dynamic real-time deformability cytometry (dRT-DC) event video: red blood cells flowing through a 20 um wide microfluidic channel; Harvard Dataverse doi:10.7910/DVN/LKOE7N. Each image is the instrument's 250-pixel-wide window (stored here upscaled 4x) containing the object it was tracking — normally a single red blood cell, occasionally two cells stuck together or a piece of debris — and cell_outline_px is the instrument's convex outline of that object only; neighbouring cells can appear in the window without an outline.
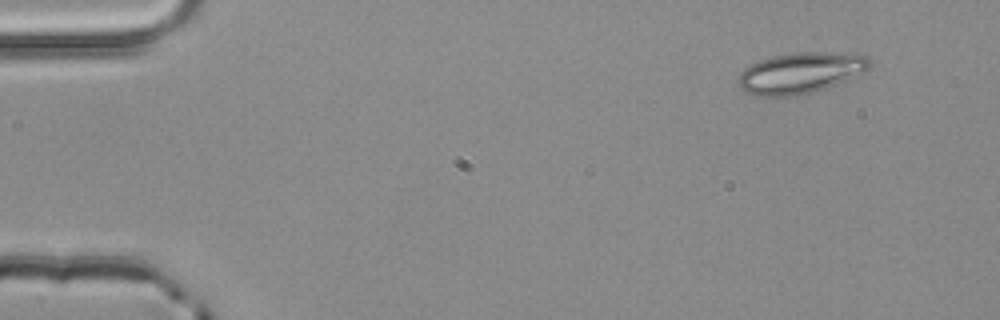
{"species": "common noctule bat (a hibernating species)", "species_latin": "Nyctalus noctula", "temperature_condition": "room temperature", "stored_images_in_passage": 3, "camera_frame_rate_fps": 3000, "um_per_image_px": 0.085, "animal": {"sex": "male", "body_mass_g": 20.4}, "frame": {"image": 1, "passage_image": 1, "time_ms": 0.0, "image_size_px": [1000, 320], "cell_outline_px": [[872, 64], [868, 72], [828, 88], [812, 92], [792, 96], [752, 96], [744, 92], [740, 88], [736, 80], [740, 72], [744, 68], [760, 60], [772, 56], [792, 52], [824, 52], [868, 56], [872, 60]], "centroid_in_image_um": [68.05, 6.21], "position_along_channel_um": 16.9, "area_um2": 31.96}}